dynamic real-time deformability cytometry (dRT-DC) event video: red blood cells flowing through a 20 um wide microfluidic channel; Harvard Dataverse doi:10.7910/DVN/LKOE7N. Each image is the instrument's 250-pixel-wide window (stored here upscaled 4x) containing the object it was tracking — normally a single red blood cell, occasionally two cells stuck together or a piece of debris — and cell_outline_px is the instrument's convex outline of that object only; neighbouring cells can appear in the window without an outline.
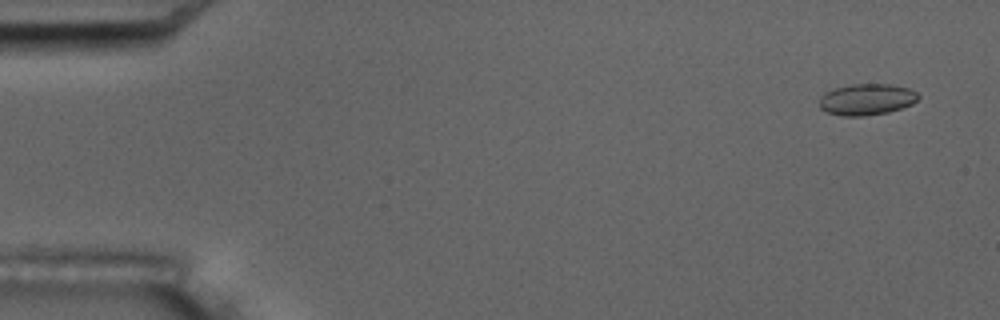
{"species": "common noctule bat (a hibernating species)", "species_latin": "Nyctalus noctula", "temperature_condition": "room temperature", "stored_images_in_passage": 5, "camera_frame_rate_fps": 3000, "um_per_image_px": 0.085, "animal": {"sex": "male", "body_mass_g": 17.5, "forearm_length_mm": 52.3}, "frame": {"image": 1, "passage_image": 1, "time_ms": 0.0, "image_size_px": [1000, 320], "cell_outline_px": [[920, 96], [912, 104], [888, 112], [864, 116], [840, 116], [828, 112], [820, 108], [820, 96], [824, 92], [836, 88], [852, 84], [892, 84], [908, 88], [916, 92]], "centroid_in_image_um": [73.66, 8.45], "position_along_channel_um": 11.3, "area_um2": 18.03}}
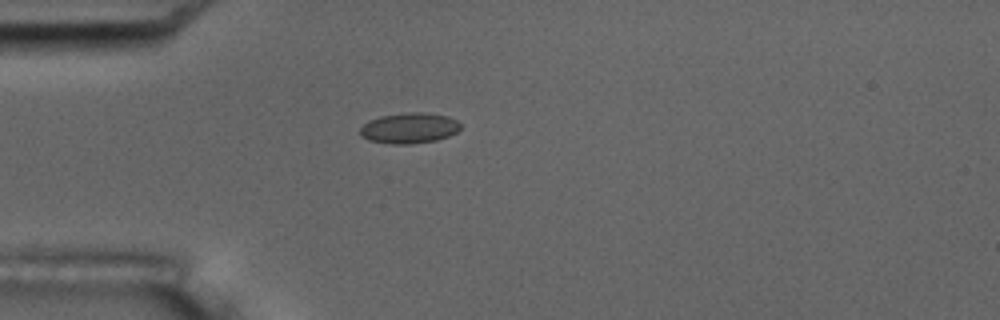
{"frame": {"image": 2, "passage_image": 5, "time_ms": 4.333, "image_size_px": [1000, 320], "cell_outline_px": [[460, 128], [456, 132], [448, 136], [436, 140], [408, 144], [392, 144], [368, 140], [360, 136], [360, 128], [368, 120], [380, 116], [408, 112], [424, 112], [448, 116], [456, 120], [460, 124]], "centroid_in_image_um": [34.76, 10.88], "position_along_channel_um": 50.2, "area_um2": 17.92}}